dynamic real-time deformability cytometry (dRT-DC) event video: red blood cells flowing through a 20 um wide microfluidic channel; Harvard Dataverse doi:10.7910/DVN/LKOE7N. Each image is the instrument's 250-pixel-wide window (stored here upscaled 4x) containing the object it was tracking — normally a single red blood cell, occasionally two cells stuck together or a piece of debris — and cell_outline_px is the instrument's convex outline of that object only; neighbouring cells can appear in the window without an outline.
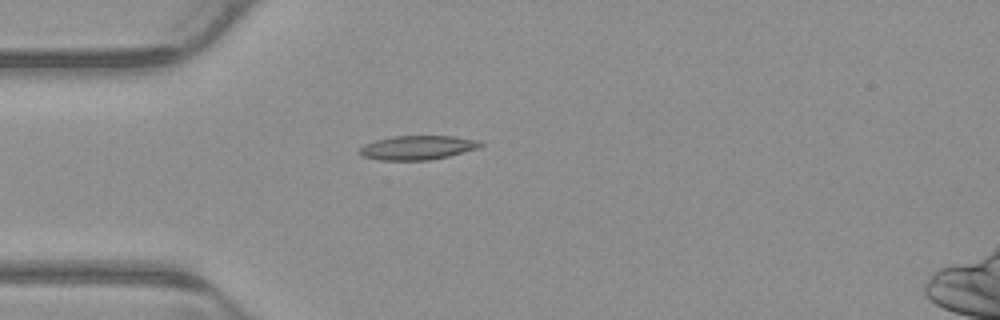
{"species": "common noctule bat (a hibernating species)", "species_latin": "Nyctalus noctula", "temperature_condition": "warm", "stored_images_in_passage": 2, "camera_frame_rate_fps": 3000, "um_per_image_px": 0.085, "animal": {"sex": "male", "body_mass_g": 23.1, "forearm_length_mm": 52.7}, "frame": {"image": 1, "passage_image": 1, "time_ms": 0.0, "image_size_px": [1000, 320], "cell_outline_px": [[484, 144], [480, 148], [448, 156], [428, 160], [380, 160], [364, 156], [356, 152], [364, 144], [376, 140], [392, 136], [452, 136], [480, 140]], "centroid_in_image_um": [35.51, 12.54], "position_along_channel_um": 49.5, "area_um2": 17.05}}